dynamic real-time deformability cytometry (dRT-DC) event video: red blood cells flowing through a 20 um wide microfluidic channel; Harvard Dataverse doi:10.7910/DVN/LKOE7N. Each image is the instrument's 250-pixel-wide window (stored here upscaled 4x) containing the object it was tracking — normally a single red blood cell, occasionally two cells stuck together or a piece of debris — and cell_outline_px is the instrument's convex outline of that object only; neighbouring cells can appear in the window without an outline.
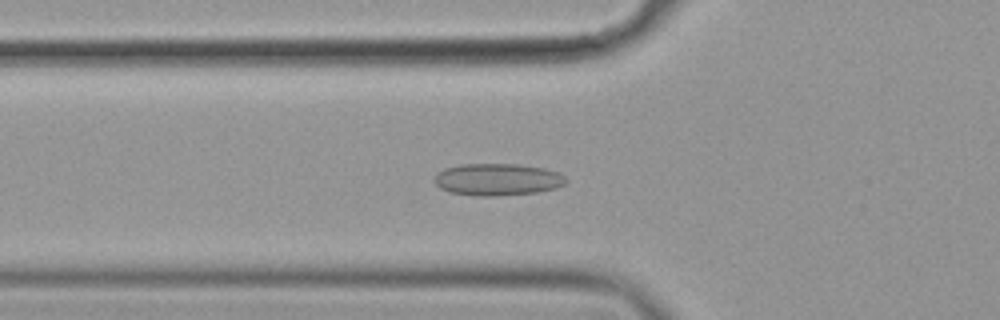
{"species": "common noctule bat (a hibernating species)", "species_latin": "Nyctalus noctula", "temperature_condition": "cold", "stored_images_in_passage": 42, "camera_frame_rate_fps": 3000, "um_per_image_px": 0.085, "animal": {"sex": "female", "body_mass_g": 19.9}, "frame": {"image": 1, "passage_image": 6, "time_ms": 1.667, "image_size_px": [1000, 320], "cell_outline_px": [[568, 180], [564, 184], [556, 188], [536, 192], [496, 196], [476, 196], [452, 192], [440, 188], [436, 184], [436, 176], [444, 168], [460, 164], [520, 164], [544, 168], [560, 172]], "centroid_in_image_um": [42.33, 15.25], "position_along_channel_um": 83.5, "area_um2": 24.51}}
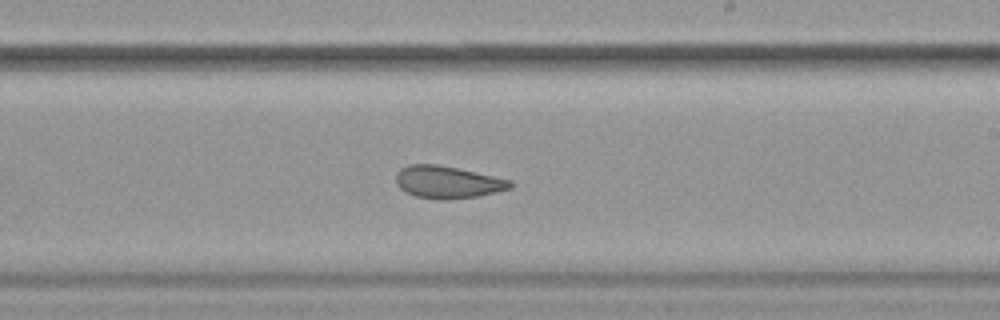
{"frame": {"image": 2, "passage_image": 20, "time_ms": 6.333, "image_size_px": [1000, 320], "cell_outline_px": [[512, 188], [496, 192], [476, 196], [440, 200], [416, 196], [404, 192], [396, 184], [396, 172], [400, 168], [408, 164], [436, 164], [456, 168], [512, 180]], "centroid_in_image_um": [38.0, 15.48], "position_along_channel_um": 251.0, "area_um2": 21.44}}
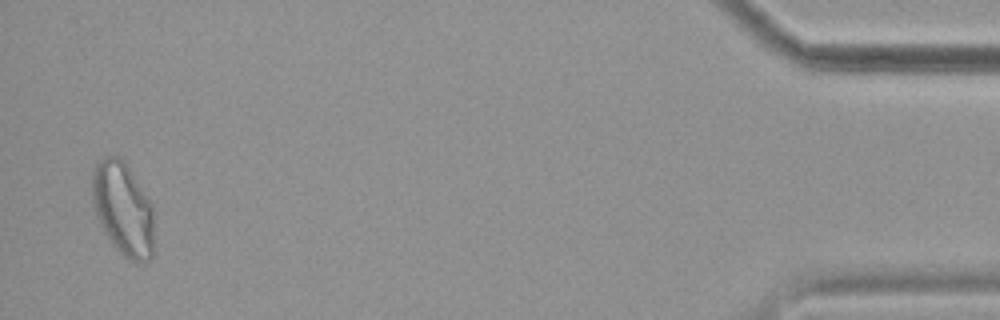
{"frame": {"image": 3, "passage_image": 41, "time_ms": 13.333, "image_size_px": [1000, 320], "cell_outline_px": [[152, 256], [148, 260], [132, 260], [124, 256], [112, 244], [100, 224], [92, 200], [92, 168], [100, 160], [108, 156], [120, 156], [124, 160], [152, 204]], "centroid_in_image_um": [10.43, 17.7], "position_along_channel_um": 424.8, "area_um2": 33.12}, "authors_computed_cell_mechanics": {"area_um2": 23.4668, "velocity_mm_per_s": 3.5836, "shape_relaxation_time_tau1_ms": null, "shape_relaxation_time_tau2_ms": 1.9699, "deformation_change_tau1": null, "deformation_change_tau2": 0.0779}}